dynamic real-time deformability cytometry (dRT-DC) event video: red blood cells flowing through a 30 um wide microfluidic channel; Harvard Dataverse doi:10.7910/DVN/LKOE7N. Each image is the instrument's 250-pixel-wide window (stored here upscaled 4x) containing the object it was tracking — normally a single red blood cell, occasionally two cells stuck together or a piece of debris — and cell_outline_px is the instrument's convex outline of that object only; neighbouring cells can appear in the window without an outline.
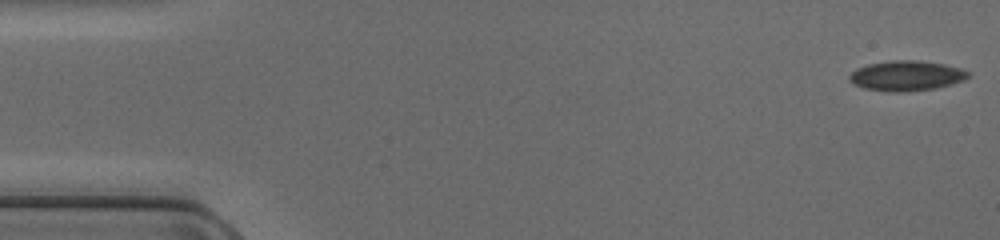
{"species": "common noctule bat (a hibernating species)", "species_latin": "Nyctalus noctula", "temperature_condition": "cold", "stored_images_in_passage": 48, "camera_frame_rate_fps": 3000, "um_per_image_px": 0.085, "animal": {"sex": "female", "body_mass_g": 17.0, "forearm_length_mm": 48.0}, "frame": {"image": 1, "passage_image": 1, "time_ms": 0.0, "image_size_px": [1000, 240], "cell_outline_px": [[972, 76], [964, 80], [952, 84], [936, 88], [908, 92], [888, 92], [864, 88], [852, 84], [848, 80], [848, 76], [856, 68], [868, 64], [888, 60], [920, 60], [944, 64], [960, 68], [972, 72]], "centroid_in_image_um": [77.06, 6.44], "position_along_channel_um": 7.9, "area_um2": 21.33}}
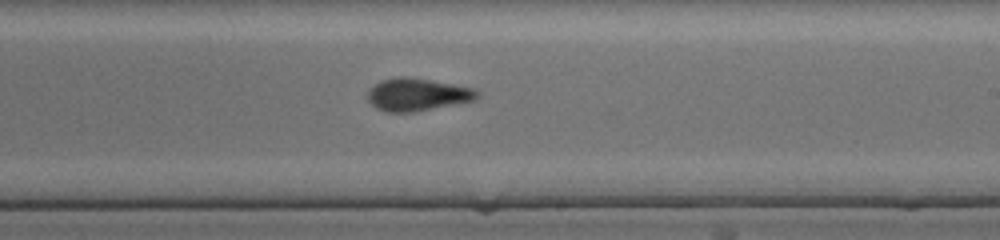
{"frame": {"image": 2, "passage_image": 28, "time_ms": 9.0, "image_size_px": [1000, 240], "cell_outline_px": [[480, 96], [476, 100], [412, 112], [388, 112], [376, 108], [368, 100], [368, 92], [380, 80], [400, 76], [404, 76], [476, 88], [480, 92]], "centroid_in_image_um": [35.51, 8.04], "position_along_channel_um": 253.5, "area_um2": 20.63}}
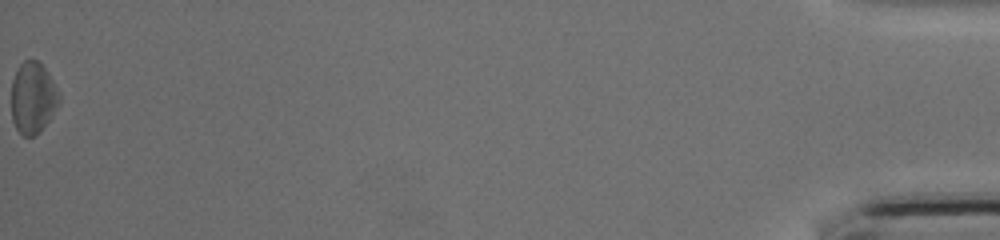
{"frame": {"image": 3, "passage_image": 48, "time_ms": 15.667, "image_size_px": [1000, 240], "cell_outline_px": [[60, 100], [56, 108], [40, 132], [36, 136], [24, 136], [16, 128], [12, 120], [12, 80], [20, 64], [24, 60], [36, 60], [48, 72], [60, 96]], "centroid_in_image_um": [2.79, 8.33], "position_along_channel_um": 432.4, "area_um2": 19.59}}